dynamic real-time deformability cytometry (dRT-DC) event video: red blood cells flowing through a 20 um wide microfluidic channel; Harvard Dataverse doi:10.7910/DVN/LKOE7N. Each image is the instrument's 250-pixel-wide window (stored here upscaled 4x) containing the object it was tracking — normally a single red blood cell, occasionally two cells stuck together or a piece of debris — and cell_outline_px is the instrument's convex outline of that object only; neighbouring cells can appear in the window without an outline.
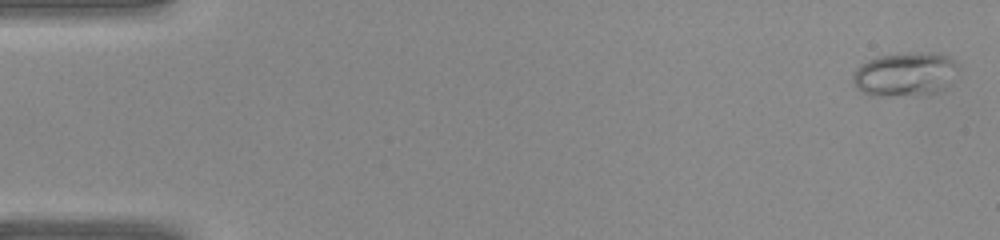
{"species": "common noctule bat (a hibernating species)", "species_latin": "Nyctalus noctula", "temperature_condition": "warm", "stored_images_in_passage": 40, "camera_frame_rate_fps": 3000, "um_per_image_px": 0.085, "animal": {"sex": "female", "body_mass_g": 22.0, "forearm_length_mm": 56.7}, "frame": {"image": 1, "passage_image": 1, "time_ms": 0.0, "image_size_px": [1000, 240], "cell_outline_px": [[960, 68], [936, 92], [892, 96], [868, 96], [860, 92], [856, 88], [852, 80], [852, 76], [856, 68], [860, 64], [876, 56], [924, 52], [940, 52], [956, 60]], "centroid_in_image_um": [76.86, 6.29], "position_along_channel_um": 8.1, "area_um2": 26.88}}
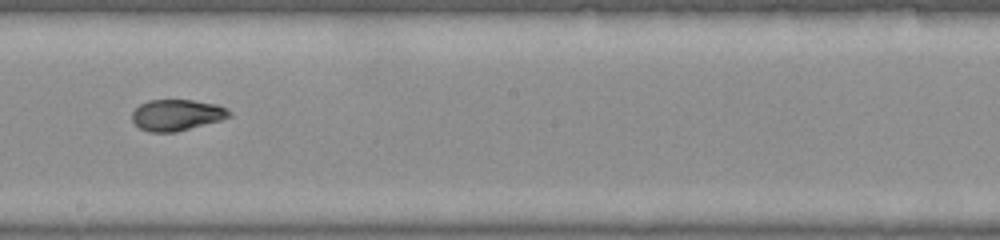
{"frame": {"image": 2, "passage_image": 23, "time_ms": 7.333, "image_size_px": [1000, 240], "cell_outline_px": [[232, 116], [220, 120], [176, 132], [148, 132], [140, 128], [132, 120], [132, 112], [140, 104], [148, 100], [192, 100], [216, 104], [232, 112]], "centroid_in_image_um": [15.01, 9.77], "position_along_channel_um": 233.2, "area_um2": 17.57}}
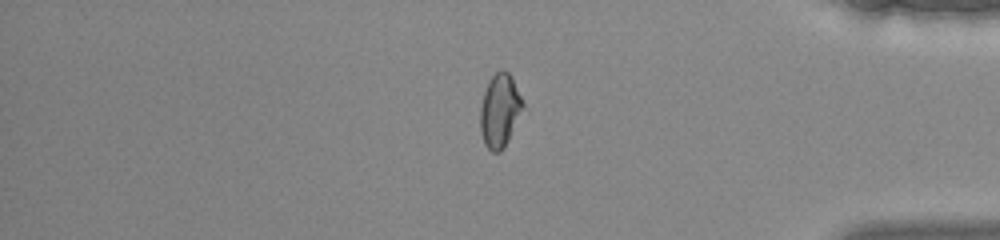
{"frame": {"image": 3, "passage_image": 34, "time_ms": 11.0, "image_size_px": [1000, 240], "cell_outline_px": [[524, 108], [504, 148], [500, 152], [492, 152], [484, 144], [480, 132], [480, 108], [484, 92], [492, 76], [500, 68], [504, 68], [512, 76], [524, 104]], "centroid_in_image_um": [42.48, 9.39], "position_along_channel_um": 392.7, "area_um2": 18.32}}